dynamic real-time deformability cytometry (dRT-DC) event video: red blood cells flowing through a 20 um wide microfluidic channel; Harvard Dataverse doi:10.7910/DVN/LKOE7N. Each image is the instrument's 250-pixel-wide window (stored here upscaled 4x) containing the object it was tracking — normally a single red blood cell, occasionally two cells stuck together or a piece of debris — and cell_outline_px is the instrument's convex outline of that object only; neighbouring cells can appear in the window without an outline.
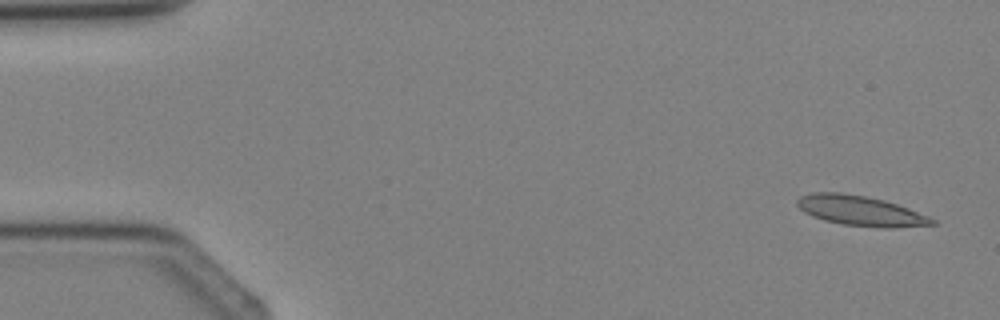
{"species": "Egyptian fruit bat (a non-hibernating species)", "species_latin": "Rousettus aegyptiacus", "temperature_condition": "cold", "stored_images_in_passage": 4, "camera_frame_rate_fps": 3000, "um_per_image_px": 0.085, "animal": {"sex": "female"}, "frame": {"image": 1, "passage_image": 1, "time_ms": 0.0, "image_size_px": [1000, 320], "cell_outline_px": [[936, 224], [892, 228], [884, 228], [844, 224], [824, 220], [812, 216], [804, 212], [796, 204], [796, 200], [800, 196], [812, 192], [840, 192], [864, 196], [884, 200], [908, 208], [928, 216], [936, 220]], "centroid_in_image_um": [73.12, 17.91], "position_along_channel_um": 11.9, "area_um2": 23.47}}